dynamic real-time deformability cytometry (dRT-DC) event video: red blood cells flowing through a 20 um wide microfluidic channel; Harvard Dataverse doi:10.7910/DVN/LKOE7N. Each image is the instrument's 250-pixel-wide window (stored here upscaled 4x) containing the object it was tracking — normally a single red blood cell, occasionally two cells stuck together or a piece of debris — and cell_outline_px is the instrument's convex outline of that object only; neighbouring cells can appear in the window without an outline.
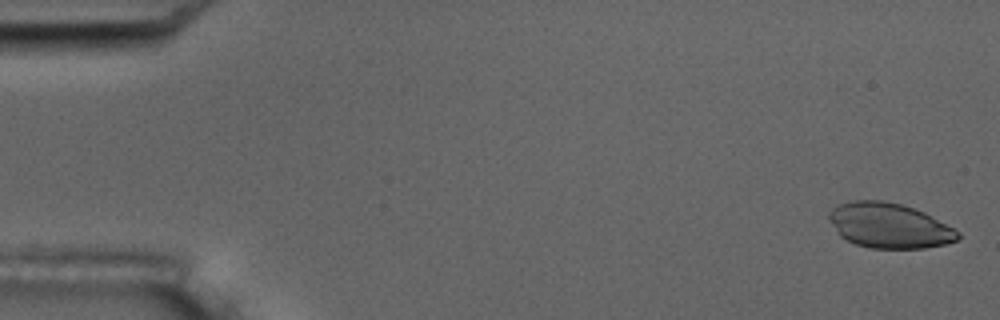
{"species": "common noctule bat (a hibernating species)", "species_latin": "Nyctalus noctula", "temperature_condition": "room temperature", "stored_images_in_passage": 5, "camera_frame_rate_fps": 3000, "um_per_image_px": 0.085, "animal": {"sex": "male", "body_mass_g": 17.5, "forearm_length_mm": 52.3}, "frame": {"image": 1, "passage_image": 1, "time_ms": 0.0, "image_size_px": [1000, 320], "cell_outline_px": [[960, 236], [956, 240], [944, 244], [924, 248], [868, 248], [856, 244], [840, 236], [828, 220], [828, 212], [836, 204], [848, 200], [884, 200], [916, 208], [924, 212], [960, 232]], "centroid_in_image_um": [75.53, 19.15], "position_along_channel_um": 9.5, "area_um2": 33.99}}